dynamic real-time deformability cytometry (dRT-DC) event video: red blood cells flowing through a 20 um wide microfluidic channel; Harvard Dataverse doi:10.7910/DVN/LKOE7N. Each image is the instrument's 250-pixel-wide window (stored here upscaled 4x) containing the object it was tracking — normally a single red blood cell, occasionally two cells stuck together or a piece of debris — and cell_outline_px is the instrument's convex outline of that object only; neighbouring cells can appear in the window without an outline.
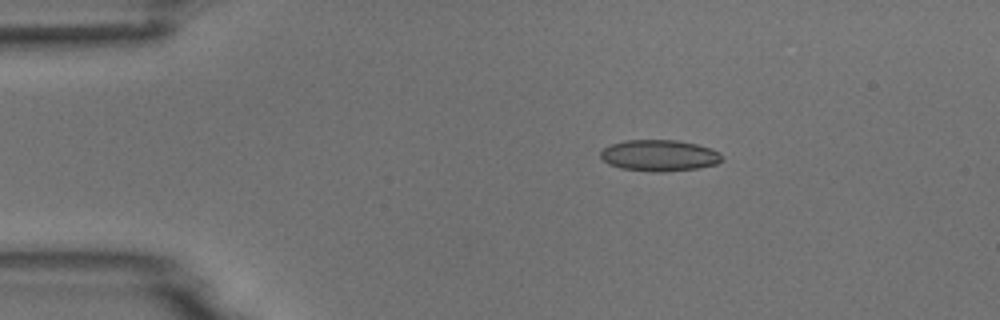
{"species": "common noctule bat (a hibernating species)", "species_latin": "Nyctalus noctula", "temperature_condition": "room temperature", "stored_images_in_passage": 5, "camera_frame_rate_fps": 3000, "um_per_image_px": 0.085, "animal": {"sex": "male", "body_mass_g": 18.8}, "frame": {"image": 1, "passage_image": 3, "time_ms": 2.333, "image_size_px": [1000, 320], "cell_outline_px": [[724, 160], [716, 164], [700, 168], [660, 172], [652, 172], [620, 168], [608, 164], [600, 156], [600, 152], [604, 148], [612, 144], [624, 140], [676, 140], [696, 144], [712, 148], [720, 152], [724, 156]], "centroid_in_image_um": [56.08, 13.22], "position_along_channel_um": 28.9, "area_um2": 22.37}}
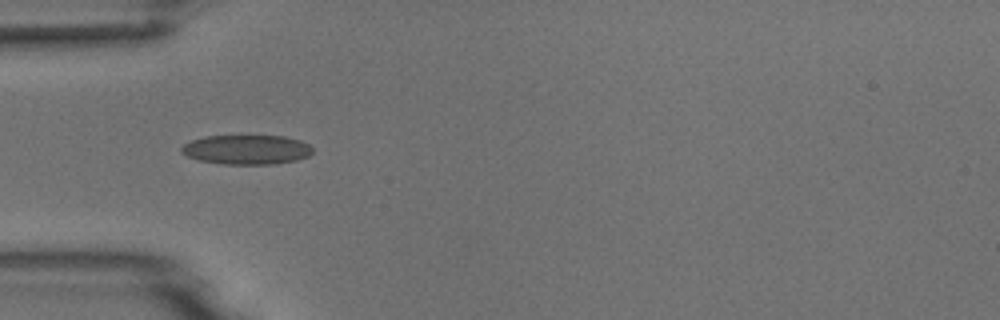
{"frame": {"image": 2, "passage_image": 5, "time_ms": 4.667, "image_size_px": [1000, 320], "cell_outline_px": [[312, 152], [308, 156], [296, 160], [276, 164], [220, 164], [200, 160], [188, 156], [180, 152], [180, 148], [184, 144], [192, 140], [204, 136], [284, 136], [300, 140], [308, 144], [312, 148]], "centroid_in_image_um": [20.95, 12.72], "position_along_channel_um": 64.0, "area_um2": 22.54}}